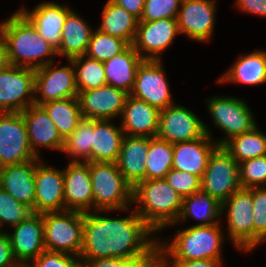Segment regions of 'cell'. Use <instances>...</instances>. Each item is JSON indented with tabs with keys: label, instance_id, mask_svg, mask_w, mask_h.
Wrapping results in <instances>:
<instances>
[{
	"label": "cell",
	"instance_id": "obj_26",
	"mask_svg": "<svg viewBox=\"0 0 266 267\" xmlns=\"http://www.w3.org/2000/svg\"><path fill=\"white\" fill-rule=\"evenodd\" d=\"M149 150V138L125 135L117 161L126 181L134 188L146 180L145 159Z\"/></svg>",
	"mask_w": 266,
	"mask_h": 267
},
{
	"label": "cell",
	"instance_id": "obj_18",
	"mask_svg": "<svg viewBox=\"0 0 266 267\" xmlns=\"http://www.w3.org/2000/svg\"><path fill=\"white\" fill-rule=\"evenodd\" d=\"M129 94L111 85L78 92L82 117L95 120H112L121 116Z\"/></svg>",
	"mask_w": 266,
	"mask_h": 267
},
{
	"label": "cell",
	"instance_id": "obj_43",
	"mask_svg": "<svg viewBox=\"0 0 266 267\" xmlns=\"http://www.w3.org/2000/svg\"><path fill=\"white\" fill-rule=\"evenodd\" d=\"M182 0H145L139 21L177 19Z\"/></svg>",
	"mask_w": 266,
	"mask_h": 267
},
{
	"label": "cell",
	"instance_id": "obj_21",
	"mask_svg": "<svg viewBox=\"0 0 266 267\" xmlns=\"http://www.w3.org/2000/svg\"><path fill=\"white\" fill-rule=\"evenodd\" d=\"M21 113L26 124L29 145L38 158V146L62 151L64 139L41 106L31 105Z\"/></svg>",
	"mask_w": 266,
	"mask_h": 267
},
{
	"label": "cell",
	"instance_id": "obj_41",
	"mask_svg": "<svg viewBox=\"0 0 266 267\" xmlns=\"http://www.w3.org/2000/svg\"><path fill=\"white\" fill-rule=\"evenodd\" d=\"M242 188L261 187L266 184V155L239 163Z\"/></svg>",
	"mask_w": 266,
	"mask_h": 267
},
{
	"label": "cell",
	"instance_id": "obj_44",
	"mask_svg": "<svg viewBox=\"0 0 266 267\" xmlns=\"http://www.w3.org/2000/svg\"><path fill=\"white\" fill-rule=\"evenodd\" d=\"M164 179L183 198L201 190V178L189 172L171 169Z\"/></svg>",
	"mask_w": 266,
	"mask_h": 267
},
{
	"label": "cell",
	"instance_id": "obj_9",
	"mask_svg": "<svg viewBox=\"0 0 266 267\" xmlns=\"http://www.w3.org/2000/svg\"><path fill=\"white\" fill-rule=\"evenodd\" d=\"M208 110L215 126L222 129L228 138L216 140L223 146L231 138L247 133L257 125L253 113L244 102L236 97H212L208 100Z\"/></svg>",
	"mask_w": 266,
	"mask_h": 267
},
{
	"label": "cell",
	"instance_id": "obj_4",
	"mask_svg": "<svg viewBox=\"0 0 266 267\" xmlns=\"http://www.w3.org/2000/svg\"><path fill=\"white\" fill-rule=\"evenodd\" d=\"M220 223L208 226H192L177 230L170 243L160 242V262L187 261L197 259L223 260L221 245L224 239ZM173 260H170V259Z\"/></svg>",
	"mask_w": 266,
	"mask_h": 267
},
{
	"label": "cell",
	"instance_id": "obj_10",
	"mask_svg": "<svg viewBox=\"0 0 266 267\" xmlns=\"http://www.w3.org/2000/svg\"><path fill=\"white\" fill-rule=\"evenodd\" d=\"M34 90L35 70L9 65L0 71V112H22L34 105Z\"/></svg>",
	"mask_w": 266,
	"mask_h": 267
},
{
	"label": "cell",
	"instance_id": "obj_34",
	"mask_svg": "<svg viewBox=\"0 0 266 267\" xmlns=\"http://www.w3.org/2000/svg\"><path fill=\"white\" fill-rule=\"evenodd\" d=\"M224 149L239 163L266 155V135L256 126L228 140Z\"/></svg>",
	"mask_w": 266,
	"mask_h": 267
},
{
	"label": "cell",
	"instance_id": "obj_3",
	"mask_svg": "<svg viewBox=\"0 0 266 267\" xmlns=\"http://www.w3.org/2000/svg\"><path fill=\"white\" fill-rule=\"evenodd\" d=\"M182 202L183 197L165 179L144 180L133 188L135 212L155 232L176 222Z\"/></svg>",
	"mask_w": 266,
	"mask_h": 267
},
{
	"label": "cell",
	"instance_id": "obj_32",
	"mask_svg": "<svg viewBox=\"0 0 266 267\" xmlns=\"http://www.w3.org/2000/svg\"><path fill=\"white\" fill-rule=\"evenodd\" d=\"M221 215L222 204L215 198L200 190L183 198L180 215L173 224L187 220L188 216H192L201 220V223L196 224V226H208L220 223L217 220Z\"/></svg>",
	"mask_w": 266,
	"mask_h": 267
},
{
	"label": "cell",
	"instance_id": "obj_51",
	"mask_svg": "<svg viewBox=\"0 0 266 267\" xmlns=\"http://www.w3.org/2000/svg\"><path fill=\"white\" fill-rule=\"evenodd\" d=\"M1 172H2V167H0V187H1Z\"/></svg>",
	"mask_w": 266,
	"mask_h": 267
},
{
	"label": "cell",
	"instance_id": "obj_11",
	"mask_svg": "<svg viewBox=\"0 0 266 267\" xmlns=\"http://www.w3.org/2000/svg\"><path fill=\"white\" fill-rule=\"evenodd\" d=\"M38 158L32 151L21 112H0V167Z\"/></svg>",
	"mask_w": 266,
	"mask_h": 267
},
{
	"label": "cell",
	"instance_id": "obj_20",
	"mask_svg": "<svg viewBox=\"0 0 266 267\" xmlns=\"http://www.w3.org/2000/svg\"><path fill=\"white\" fill-rule=\"evenodd\" d=\"M65 210L81 213L93 207L89 162L71 161L63 170Z\"/></svg>",
	"mask_w": 266,
	"mask_h": 267
},
{
	"label": "cell",
	"instance_id": "obj_13",
	"mask_svg": "<svg viewBox=\"0 0 266 267\" xmlns=\"http://www.w3.org/2000/svg\"><path fill=\"white\" fill-rule=\"evenodd\" d=\"M68 61V66L58 68L51 62L35 70L34 105L40 106L52 100L78 97L75 69L72 61Z\"/></svg>",
	"mask_w": 266,
	"mask_h": 267
},
{
	"label": "cell",
	"instance_id": "obj_31",
	"mask_svg": "<svg viewBox=\"0 0 266 267\" xmlns=\"http://www.w3.org/2000/svg\"><path fill=\"white\" fill-rule=\"evenodd\" d=\"M139 20L125 8L108 0L102 12V23L98 31L133 44Z\"/></svg>",
	"mask_w": 266,
	"mask_h": 267
},
{
	"label": "cell",
	"instance_id": "obj_23",
	"mask_svg": "<svg viewBox=\"0 0 266 267\" xmlns=\"http://www.w3.org/2000/svg\"><path fill=\"white\" fill-rule=\"evenodd\" d=\"M37 32L56 49L61 43V31L67 15L72 11L68 6L54 2H43L29 12L24 7L18 10Z\"/></svg>",
	"mask_w": 266,
	"mask_h": 267
},
{
	"label": "cell",
	"instance_id": "obj_45",
	"mask_svg": "<svg viewBox=\"0 0 266 267\" xmlns=\"http://www.w3.org/2000/svg\"><path fill=\"white\" fill-rule=\"evenodd\" d=\"M26 267H83V265L78 256L44 250Z\"/></svg>",
	"mask_w": 266,
	"mask_h": 267
},
{
	"label": "cell",
	"instance_id": "obj_48",
	"mask_svg": "<svg viewBox=\"0 0 266 267\" xmlns=\"http://www.w3.org/2000/svg\"><path fill=\"white\" fill-rule=\"evenodd\" d=\"M236 6L245 12L266 16V0H236Z\"/></svg>",
	"mask_w": 266,
	"mask_h": 267
},
{
	"label": "cell",
	"instance_id": "obj_25",
	"mask_svg": "<svg viewBox=\"0 0 266 267\" xmlns=\"http://www.w3.org/2000/svg\"><path fill=\"white\" fill-rule=\"evenodd\" d=\"M36 159L2 167L1 187L32 212L35 202Z\"/></svg>",
	"mask_w": 266,
	"mask_h": 267
},
{
	"label": "cell",
	"instance_id": "obj_30",
	"mask_svg": "<svg viewBox=\"0 0 266 267\" xmlns=\"http://www.w3.org/2000/svg\"><path fill=\"white\" fill-rule=\"evenodd\" d=\"M259 85L266 82V52L253 51L242 55L217 83Z\"/></svg>",
	"mask_w": 266,
	"mask_h": 267
},
{
	"label": "cell",
	"instance_id": "obj_22",
	"mask_svg": "<svg viewBox=\"0 0 266 267\" xmlns=\"http://www.w3.org/2000/svg\"><path fill=\"white\" fill-rule=\"evenodd\" d=\"M207 133L200 138L173 144L172 169L189 172L202 178L209 157L219 146Z\"/></svg>",
	"mask_w": 266,
	"mask_h": 267
},
{
	"label": "cell",
	"instance_id": "obj_28",
	"mask_svg": "<svg viewBox=\"0 0 266 267\" xmlns=\"http://www.w3.org/2000/svg\"><path fill=\"white\" fill-rule=\"evenodd\" d=\"M142 61L143 59L135 48L129 45L123 52L103 62L106 84L130 94L134 86L137 69Z\"/></svg>",
	"mask_w": 266,
	"mask_h": 267
},
{
	"label": "cell",
	"instance_id": "obj_12",
	"mask_svg": "<svg viewBox=\"0 0 266 267\" xmlns=\"http://www.w3.org/2000/svg\"><path fill=\"white\" fill-rule=\"evenodd\" d=\"M206 133L212 136L208 126L184 106L172 104L159 112L157 137L161 140L174 144L203 137Z\"/></svg>",
	"mask_w": 266,
	"mask_h": 267
},
{
	"label": "cell",
	"instance_id": "obj_38",
	"mask_svg": "<svg viewBox=\"0 0 266 267\" xmlns=\"http://www.w3.org/2000/svg\"><path fill=\"white\" fill-rule=\"evenodd\" d=\"M83 267H160L159 241L136 257L91 259Z\"/></svg>",
	"mask_w": 266,
	"mask_h": 267
},
{
	"label": "cell",
	"instance_id": "obj_5",
	"mask_svg": "<svg viewBox=\"0 0 266 267\" xmlns=\"http://www.w3.org/2000/svg\"><path fill=\"white\" fill-rule=\"evenodd\" d=\"M94 211H123L133 203V187L117 163L89 162ZM130 204V205H129Z\"/></svg>",
	"mask_w": 266,
	"mask_h": 267
},
{
	"label": "cell",
	"instance_id": "obj_1",
	"mask_svg": "<svg viewBox=\"0 0 266 267\" xmlns=\"http://www.w3.org/2000/svg\"><path fill=\"white\" fill-rule=\"evenodd\" d=\"M101 212L108 210L84 213L82 265L97 258L136 257L157 241L150 237L155 231L136 212L123 218L98 215Z\"/></svg>",
	"mask_w": 266,
	"mask_h": 267
},
{
	"label": "cell",
	"instance_id": "obj_42",
	"mask_svg": "<svg viewBox=\"0 0 266 267\" xmlns=\"http://www.w3.org/2000/svg\"><path fill=\"white\" fill-rule=\"evenodd\" d=\"M254 248L266 239V187H252Z\"/></svg>",
	"mask_w": 266,
	"mask_h": 267
},
{
	"label": "cell",
	"instance_id": "obj_2",
	"mask_svg": "<svg viewBox=\"0 0 266 267\" xmlns=\"http://www.w3.org/2000/svg\"><path fill=\"white\" fill-rule=\"evenodd\" d=\"M0 35L4 39L10 65L36 70L53 62L51 55H57L56 48L19 11L0 23Z\"/></svg>",
	"mask_w": 266,
	"mask_h": 267
},
{
	"label": "cell",
	"instance_id": "obj_47",
	"mask_svg": "<svg viewBox=\"0 0 266 267\" xmlns=\"http://www.w3.org/2000/svg\"><path fill=\"white\" fill-rule=\"evenodd\" d=\"M220 265L222 260L215 259L160 262V267H219Z\"/></svg>",
	"mask_w": 266,
	"mask_h": 267
},
{
	"label": "cell",
	"instance_id": "obj_17",
	"mask_svg": "<svg viewBox=\"0 0 266 267\" xmlns=\"http://www.w3.org/2000/svg\"><path fill=\"white\" fill-rule=\"evenodd\" d=\"M215 0H182L178 14V29L196 42L211 38L215 26Z\"/></svg>",
	"mask_w": 266,
	"mask_h": 267
},
{
	"label": "cell",
	"instance_id": "obj_49",
	"mask_svg": "<svg viewBox=\"0 0 266 267\" xmlns=\"http://www.w3.org/2000/svg\"><path fill=\"white\" fill-rule=\"evenodd\" d=\"M117 5L125 8L130 14L135 16L138 20H140L145 0H111Z\"/></svg>",
	"mask_w": 266,
	"mask_h": 267
},
{
	"label": "cell",
	"instance_id": "obj_6",
	"mask_svg": "<svg viewBox=\"0 0 266 267\" xmlns=\"http://www.w3.org/2000/svg\"><path fill=\"white\" fill-rule=\"evenodd\" d=\"M45 250L80 257L84 213L64 210L43 214Z\"/></svg>",
	"mask_w": 266,
	"mask_h": 267
},
{
	"label": "cell",
	"instance_id": "obj_19",
	"mask_svg": "<svg viewBox=\"0 0 266 267\" xmlns=\"http://www.w3.org/2000/svg\"><path fill=\"white\" fill-rule=\"evenodd\" d=\"M12 227L8 236L13 255L20 265L27 266L45 250L43 214L32 213Z\"/></svg>",
	"mask_w": 266,
	"mask_h": 267
},
{
	"label": "cell",
	"instance_id": "obj_16",
	"mask_svg": "<svg viewBox=\"0 0 266 267\" xmlns=\"http://www.w3.org/2000/svg\"><path fill=\"white\" fill-rule=\"evenodd\" d=\"M36 158L35 202L33 213L44 214L65 210L63 171Z\"/></svg>",
	"mask_w": 266,
	"mask_h": 267
},
{
	"label": "cell",
	"instance_id": "obj_35",
	"mask_svg": "<svg viewBox=\"0 0 266 267\" xmlns=\"http://www.w3.org/2000/svg\"><path fill=\"white\" fill-rule=\"evenodd\" d=\"M173 144L158 137L149 138V150L146 154V180L164 179L172 169Z\"/></svg>",
	"mask_w": 266,
	"mask_h": 267
},
{
	"label": "cell",
	"instance_id": "obj_50",
	"mask_svg": "<svg viewBox=\"0 0 266 267\" xmlns=\"http://www.w3.org/2000/svg\"><path fill=\"white\" fill-rule=\"evenodd\" d=\"M9 65L6 45L4 39L0 35V71L6 69Z\"/></svg>",
	"mask_w": 266,
	"mask_h": 267
},
{
	"label": "cell",
	"instance_id": "obj_40",
	"mask_svg": "<svg viewBox=\"0 0 266 267\" xmlns=\"http://www.w3.org/2000/svg\"><path fill=\"white\" fill-rule=\"evenodd\" d=\"M33 212L32 210L18 202L9 192L0 187V231L1 226L10 224V226L18 225Z\"/></svg>",
	"mask_w": 266,
	"mask_h": 267
},
{
	"label": "cell",
	"instance_id": "obj_14",
	"mask_svg": "<svg viewBox=\"0 0 266 267\" xmlns=\"http://www.w3.org/2000/svg\"><path fill=\"white\" fill-rule=\"evenodd\" d=\"M161 60H143L136 72L130 95L146 101L149 105L164 110L174 104Z\"/></svg>",
	"mask_w": 266,
	"mask_h": 267
},
{
	"label": "cell",
	"instance_id": "obj_37",
	"mask_svg": "<svg viewBox=\"0 0 266 267\" xmlns=\"http://www.w3.org/2000/svg\"><path fill=\"white\" fill-rule=\"evenodd\" d=\"M70 60L75 69L78 92L106 85L103 62L88 58L86 55L78 56Z\"/></svg>",
	"mask_w": 266,
	"mask_h": 267
},
{
	"label": "cell",
	"instance_id": "obj_36",
	"mask_svg": "<svg viewBox=\"0 0 266 267\" xmlns=\"http://www.w3.org/2000/svg\"><path fill=\"white\" fill-rule=\"evenodd\" d=\"M95 121L83 117L76 129L64 139L62 152L73 157L72 161L91 162L92 124Z\"/></svg>",
	"mask_w": 266,
	"mask_h": 267
},
{
	"label": "cell",
	"instance_id": "obj_24",
	"mask_svg": "<svg viewBox=\"0 0 266 267\" xmlns=\"http://www.w3.org/2000/svg\"><path fill=\"white\" fill-rule=\"evenodd\" d=\"M159 110L146 101L137 99L130 94L127 96L121 127L125 135L139 137H157Z\"/></svg>",
	"mask_w": 266,
	"mask_h": 267
},
{
	"label": "cell",
	"instance_id": "obj_33",
	"mask_svg": "<svg viewBox=\"0 0 266 267\" xmlns=\"http://www.w3.org/2000/svg\"><path fill=\"white\" fill-rule=\"evenodd\" d=\"M56 125L63 139L68 137L83 118L78 97L52 100L40 105Z\"/></svg>",
	"mask_w": 266,
	"mask_h": 267
},
{
	"label": "cell",
	"instance_id": "obj_29",
	"mask_svg": "<svg viewBox=\"0 0 266 267\" xmlns=\"http://www.w3.org/2000/svg\"><path fill=\"white\" fill-rule=\"evenodd\" d=\"M93 31L83 18L71 11L61 31V43L56 49L57 55L65 56L67 60L85 55Z\"/></svg>",
	"mask_w": 266,
	"mask_h": 267
},
{
	"label": "cell",
	"instance_id": "obj_7",
	"mask_svg": "<svg viewBox=\"0 0 266 267\" xmlns=\"http://www.w3.org/2000/svg\"><path fill=\"white\" fill-rule=\"evenodd\" d=\"M240 189L238 162L223 146H218L209 157L201 178V190L222 204Z\"/></svg>",
	"mask_w": 266,
	"mask_h": 267
},
{
	"label": "cell",
	"instance_id": "obj_15",
	"mask_svg": "<svg viewBox=\"0 0 266 267\" xmlns=\"http://www.w3.org/2000/svg\"><path fill=\"white\" fill-rule=\"evenodd\" d=\"M179 33L177 19L139 21L132 46L143 60H162L160 53Z\"/></svg>",
	"mask_w": 266,
	"mask_h": 267
},
{
	"label": "cell",
	"instance_id": "obj_39",
	"mask_svg": "<svg viewBox=\"0 0 266 267\" xmlns=\"http://www.w3.org/2000/svg\"><path fill=\"white\" fill-rule=\"evenodd\" d=\"M128 46L129 44L120 38L94 30L85 55L104 62L123 52Z\"/></svg>",
	"mask_w": 266,
	"mask_h": 267
},
{
	"label": "cell",
	"instance_id": "obj_8",
	"mask_svg": "<svg viewBox=\"0 0 266 267\" xmlns=\"http://www.w3.org/2000/svg\"><path fill=\"white\" fill-rule=\"evenodd\" d=\"M252 205V188H242L222 203V213L228 210L229 239L237 249L246 252L254 249Z\"/></svg>",
	"mask_w": 266,
	"mask_h": 267
},
{
	"label": "cell",
	"instance_id": "obj_27",
	"mask_svg": "<svg viewBox=\"0 0 266 267\" xmlns=\"http://www.w3.org/2000/svg\"><path fill=\"white\" fill-rule=\"evenodd\" d=\"M110 120H96L92 124L91 162L117 163L125 136L122 127Z\"/></svg>",
	"mask_w": 266,
	"mask_h": 267
},
{
	"label": "cell",
	"instance_id": "obj_46",
	"mask_svg": "<svg viewBox=\"0 0 266 267\" xmlns=\"http://www.w3.org/2000/svg\"><path fill=\"white\" fill-rule=\"evenodd\" d=\"M15 259L8 233L0 231V267H19Z\"/></svg>",
	"mask_w": 266,
	"mask_h": 267
}]
</instances>
